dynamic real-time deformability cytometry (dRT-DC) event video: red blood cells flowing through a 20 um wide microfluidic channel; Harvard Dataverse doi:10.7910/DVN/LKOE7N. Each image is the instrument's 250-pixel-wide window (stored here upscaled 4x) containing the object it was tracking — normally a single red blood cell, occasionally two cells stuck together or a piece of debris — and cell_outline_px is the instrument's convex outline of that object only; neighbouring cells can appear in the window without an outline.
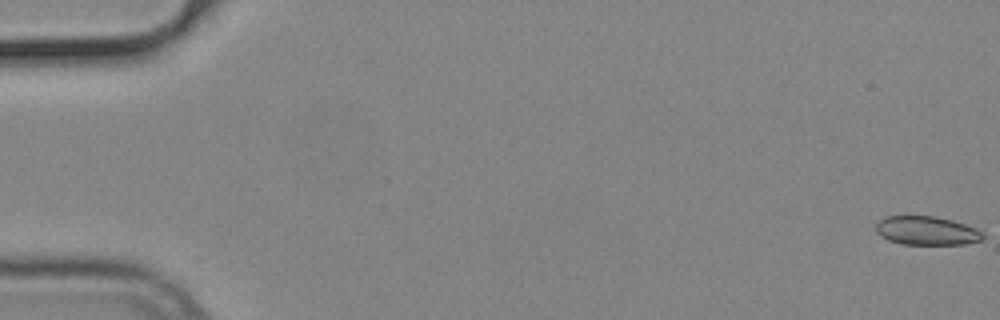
{"species": "common noctule bat (a hibernating species)", "species_latin": "Nyctalus noctula", "temperature_condition": "cold", "stored_images_in_passage": 34, "camera_frame_rate_fps": 3000, "um_per_image_px": 0.085, "animal": {"sex": "male", "body_mass_g": 19.2, "forearm_length_mm": 51.8}, "frame": {"image": 1, "passage_image": 1, "time_ms": 0.0, "image_size_px": [1000, 320], "cell_outline_px": [[984, 236], [980, 240], [964, 244], [900, 244], [888, 240], [880, 236], [876, 232], [876, 224], [884, 216], [936, 216], [952, 220], [976, 228], [984, 232]], "centroid_in_image_um": [78.75, 19.6], "position_along_channel_um": 6.3, "area_um2": 17.98}}
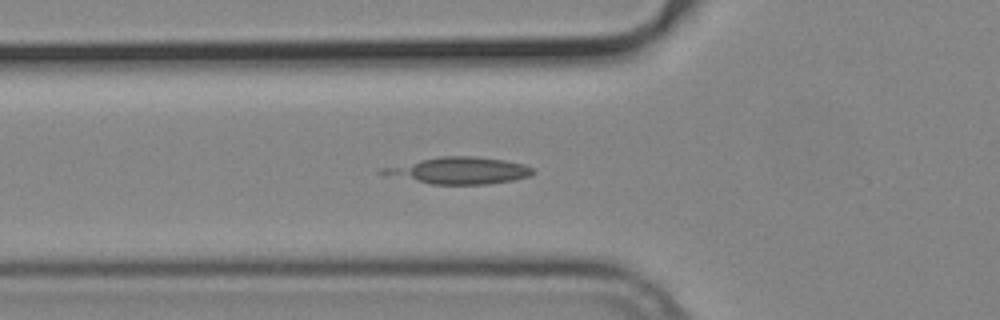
{"frame": {"image": 2, "passage_image": 20, "time_ms": 6.333, "image_size_px": [1000, 320], "cell_outline_px": [[536, 172], [532, 176], [512, 180], [488, 184], [432, 184], [384, 176], [376, 172], [380, 168], [440, 156], [476, 156], [504, 160], [524, 164], [532, 168]], "centroid_in_image_um": [38.98, 14.5], "position_along_channel_um": 86.8, "area_um2": 23.64}}
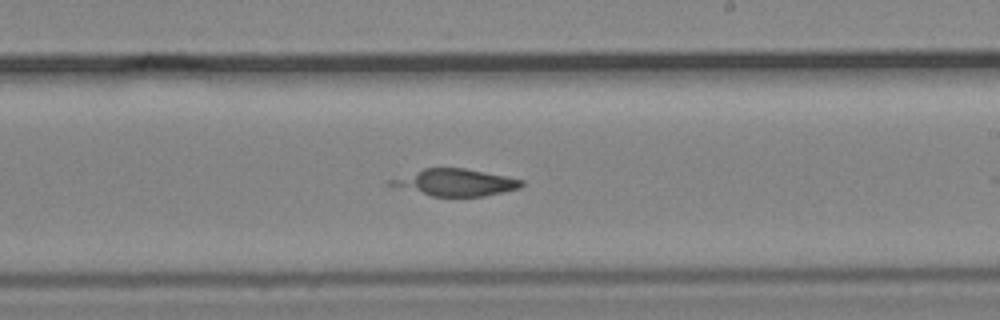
{"frame": {"image": 3, "passage_image": 33, "time_ms": 10.667, "image_size_px": [1000, 320], "cell_outline_px": [[524, 184], [520, 188], [504, 192], [484, 196], [432, 196], [384, 184], [388, 180], [424, 168], [464, 168], [508, 176], [524, 180]], "centroid_in_image_um": [38.71, 15.51], "position_along_channel_um": 250.3, "area_um2": 20.58}}